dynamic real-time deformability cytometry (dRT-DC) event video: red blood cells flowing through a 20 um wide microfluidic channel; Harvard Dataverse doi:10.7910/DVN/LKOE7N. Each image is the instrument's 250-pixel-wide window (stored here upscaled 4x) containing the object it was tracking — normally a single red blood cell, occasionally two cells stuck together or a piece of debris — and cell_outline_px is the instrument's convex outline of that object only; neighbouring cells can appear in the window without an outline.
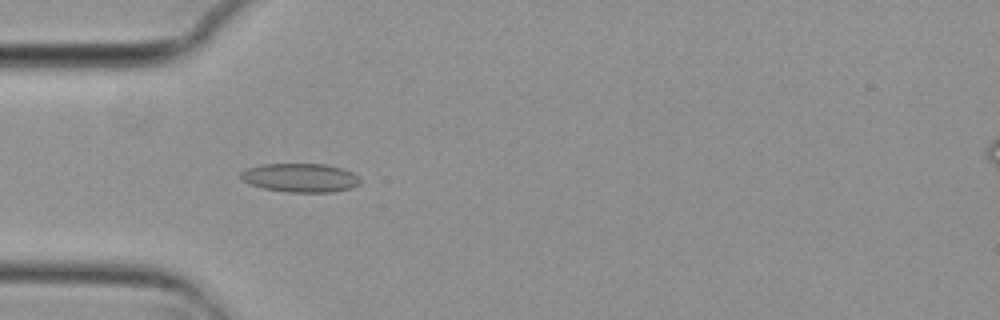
{"species": "common noctule bat (a hibernating species)", "species_latin": "Nyctalus noctula", "temperature_condition": "cold", "stored_images_in_passage": 54, "camera_frame_rate_fps": 3000, "um_per_image_px": 0.085, "animal": {"sex": "female", "body_mass_g": 29.2, "forearm_length_mm": 56.3}, "frame": {"image": 1, "passage_image": 16, "time_ms": 5.0, "image_size_px": [1000, 320], "cell_outline_px": [[360, 184], [352, 188], [332, 192], [288, 192], [264, 188], [248, 184], [240, 176], [240, 172], [244, 168], [260, 164], [324, 164], [340, 168], [352, 172], [360, 176]], "centroid_in_image_um": [25.52, 15.1], "position_along_channel_um": 59.5, "area_um2": 20.17}}
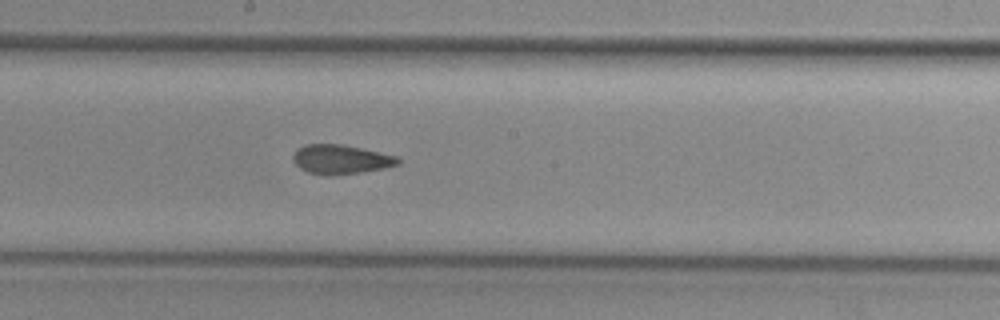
{"frame": {"image": 2, "passage_image": 29, "time_ms": 9.333, "image_size_px": [1000, 320], "cell_outline_px": [[400, 164], [384, 168], [360, 172], [332, 176], [328, 176], [308, 172], [300, 168], [292, 160], [292, 156], [296, 148], [304, 144], [340, 144], [360, 148], [396, 156], [400, 160]], "centroid_in_image_um": [28.92, 13.55], "position_along_channel_um": 219.3, "area_um2": 17.92}}
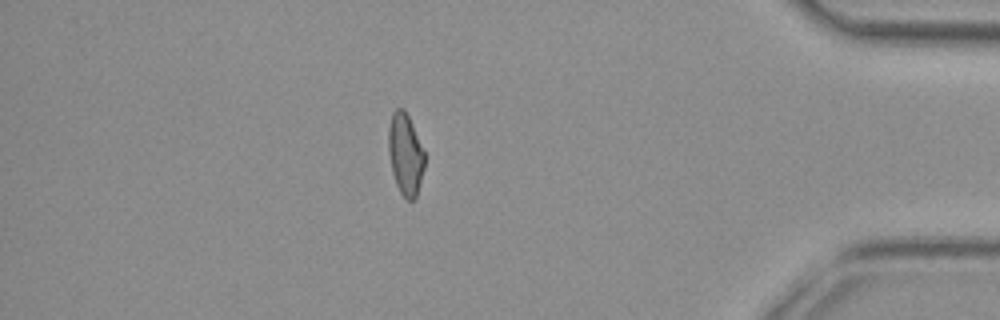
{"frame": {"image": 3, "passage_image": 47, "time_ms": 15.333, "image_size_px": [1000, 320], "cell_outline_px": [[424, 168], [416, 196], [412, 200], [408, 200], [400, 192], [396, 184], [392, 172], [388, 152], [388, 128], [392, 112], [396, 108], [404, 108], [412, 124], [424, 152]], "centroid_in_image_um": [34.43, 13.08], "position_along_channel_um": 400.8, "area_um2": 17.05}, "authors_computed_cell_mechanics": {"area_um2": 18.3804, "velocity_mm_per_s": 3.745, "shape_relaxation_time_tau1_ms": null, "shape_relaxation_time_tau2_ms": 2.5514, "deformation_change_tau1": null, "deformation_change_tau2": 0.0754}}